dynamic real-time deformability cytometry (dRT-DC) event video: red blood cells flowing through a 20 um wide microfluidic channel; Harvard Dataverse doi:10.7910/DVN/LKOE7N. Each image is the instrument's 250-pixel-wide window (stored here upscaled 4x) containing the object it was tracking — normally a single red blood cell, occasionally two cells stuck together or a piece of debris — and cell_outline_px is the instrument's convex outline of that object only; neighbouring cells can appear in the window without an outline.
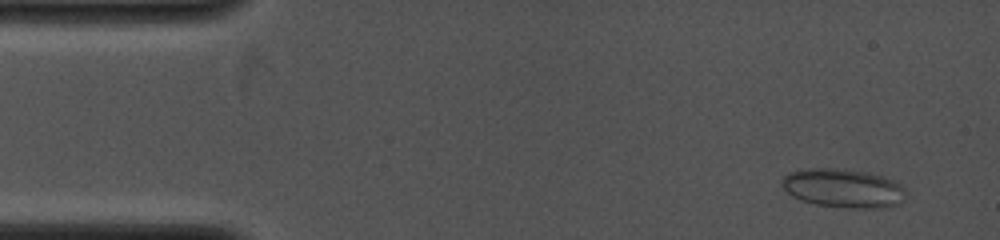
{"species": "common noctule bat (a hibernating species)", "species_latin": "Nyctalus noctula", "temperature_condition": "cold", "stored_images_in_passage": 33, "camera_frame_rate_fps": 4000, "um_per_image_px": 0.085, "animal": {"sex": "female", "body_mass_g": 19.0, "forearm_length_mm": 53.3}, "frame": {"image": 1, "passage_image": 2, "time_ms": 0.75, "image_size_px": [1000, 240], "cell_outline_px": [[904, 200], [900, 204], [884, 208], [848, 208], [816, 204], [800, 200], [792, 196], [780, 184], [780, 180], [788, 172], [808, 168], [844, 168], [868, 172], [892, 180], [900, 184], [904, 188]], "centroid_in_image_um": [71.65, 15.99], "position_along_channel_um": 13.3, "area_um2": 28.32}}
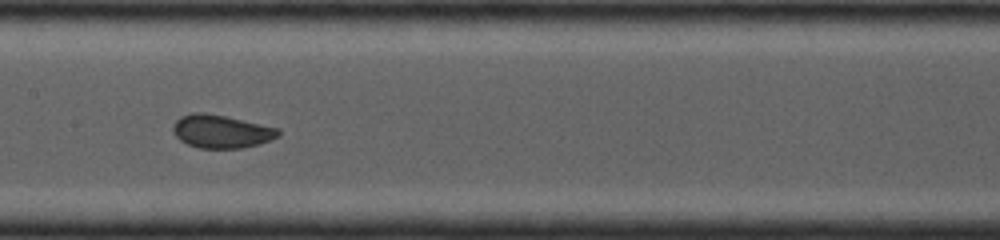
{"frame": {"image": 2, "passage_image": 15, "time_ms": 7.0, "image_size_px": [1000, 240], "cell_outline_px": [[280, 136], [260, 144], [240, 148], [200, 148], [188, 144], [180, 140], [172, 132], [172, 124], [180, 116], [192, 112], [204, 112], [224, 116], [280, 128]], "centroid_in_image_um": [18.8, 11.16], "position_along_channel_um": 188.6, "area_um2": 20.46}}
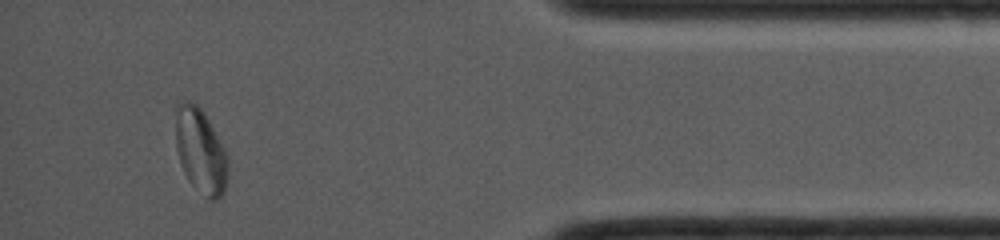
{"frame": {"image": 3, "passage_image": 29, "time_ms": 13.0, "image_size_px": [1000, 240], "cell_outline_px": [[228, 176], [224, 192], [216, 200], [208, 200], [188, 180], [180, 164], [176, 148], [176, 104], [180, 100], [188, 100], [196, 104], [204, 112], [224, 148], [228, 156]], "centroid_in_image_um": [17.04, 12.83], "position_along_channel_um": 418.2, "area_um2": 26.07}}